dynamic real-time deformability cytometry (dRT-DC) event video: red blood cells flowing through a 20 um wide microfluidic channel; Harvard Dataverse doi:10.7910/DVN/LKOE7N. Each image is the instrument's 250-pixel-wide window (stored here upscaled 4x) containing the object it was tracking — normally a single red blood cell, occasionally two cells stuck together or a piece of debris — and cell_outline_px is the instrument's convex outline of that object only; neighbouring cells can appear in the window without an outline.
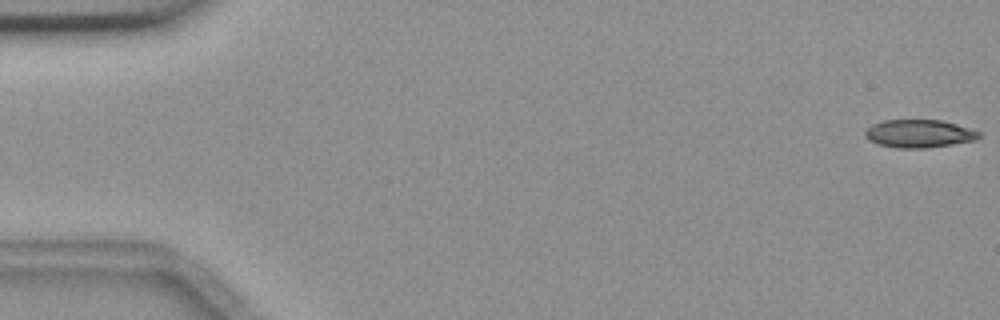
{"species": "common noctule bat (a hibernating species)", "species_latin": "Nyctalus noctula", "temperature_condition": "room temperature", "stored_images_in_passage": 6, "camera_frame_rate_fps": 3000, "um_per_image_px": 0.085, "animal": {"sex": "female", "body_mass_g": 18.4}, "frame": {"image": 1, "passage_image": 1, "time_ms": 0.0, "image_size_px": [1000, 320], "cell_outline_px": [[984, 136], [976, 140], [952, 144], [924, 148], [896, 148], [876, 144], [868, 140], [864, 136], [864, 132], [872, 124], [884, 120], [940, 120], [956, 124], [980, 132]], "centroid_in_image_um": [78.11, 11.36], "position_along_channel_um": 6.9, "area_um2": 18.67}}
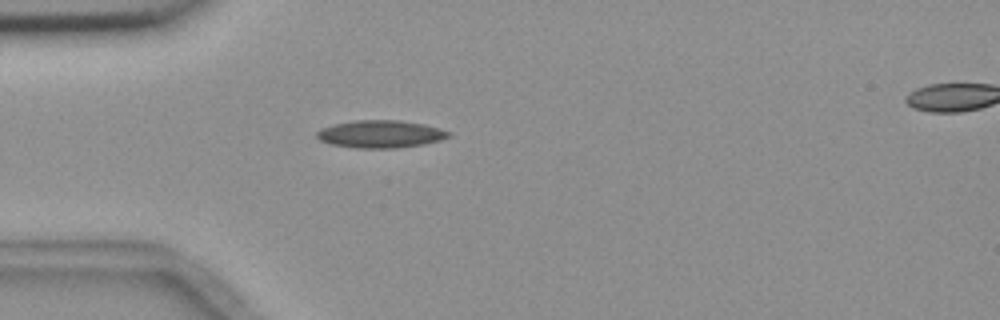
{"frame": {"image": 2, "passage_image": 5, "time_ms": 5.0, "image_size_px": [1000, 320], "cell_outline_px": [[452, 136], [440, 140], [424, 144], [396, 148], [356, 148], [332, 144], [320, 140], [316, 136], [316, 132], [320, 128], [332, 124], [356, 120], [400, 120], [424, 124], [440, 128], [452, 132]], "centroid_in_image_um": [32.36, 11.39], "position_along_channel_um": 52.6, "area_um2": 21.33}}